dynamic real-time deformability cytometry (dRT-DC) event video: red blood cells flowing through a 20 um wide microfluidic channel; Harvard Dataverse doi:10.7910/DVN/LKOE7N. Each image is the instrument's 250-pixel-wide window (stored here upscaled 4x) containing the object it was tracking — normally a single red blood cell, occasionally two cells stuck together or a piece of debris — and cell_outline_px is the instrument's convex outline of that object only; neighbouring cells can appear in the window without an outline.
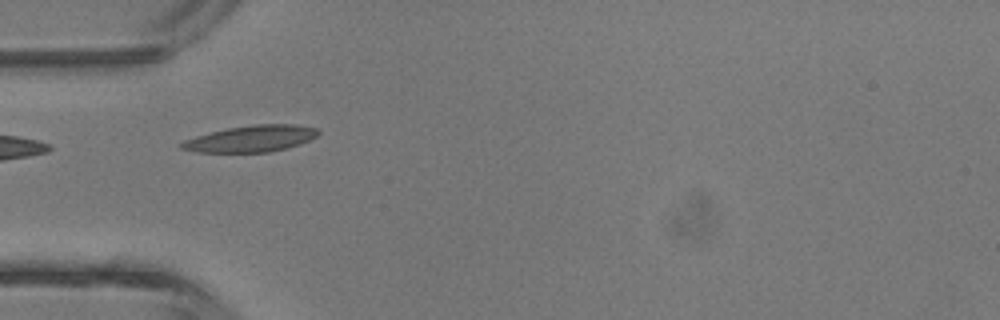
{"species": "common noctule bat (a hibernating species)", "species_latin": "Nyctalus noctula", "temperature_condition": "room temperature", "stored_images_in_passage": 6, "camera_frame_rate_fps": 3000, "um_per_image_px": 0.085, "animal": {"sex": "male", "body_mass_g": 13.3}, "frame": {"image": 1, "passage_image": 5, "time_ms": 4.667, "image_size_px": [1000, 320], "cell_outline_px": [[320, 132], [316, 136], [300, 144], [288, 148], [268, 152], [196, 152], [180, 148], [180, 144], [184, 140], [196, 136], [228, 128], [252, 124], [296, 124], [316, 128]], "centroid_in_image_um": [21.35, 11.78], "position_along_channel_um": 63.6, "area_um2": 20.98}}
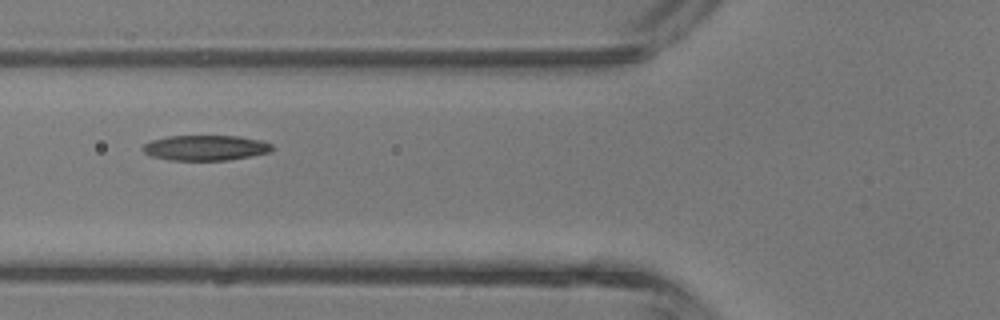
{"frame": {"image": 2, "passage_image": 6, "time_ms": 5.667, "image_size_px": [1000, 320], "cell_outline_px": [[272, 148], [268, 152], [252, 156], [228, 160], [168, 160], [152, 156], [144, 152], [140, 148], [144, 144], [152, 140], [168, 136], [240, 136], [260, 140], [272, 144]], "centroid_in_image_um": [17.44, 12.56], "position_along_channel_um": 108.4, "area_um2": 19.02}}